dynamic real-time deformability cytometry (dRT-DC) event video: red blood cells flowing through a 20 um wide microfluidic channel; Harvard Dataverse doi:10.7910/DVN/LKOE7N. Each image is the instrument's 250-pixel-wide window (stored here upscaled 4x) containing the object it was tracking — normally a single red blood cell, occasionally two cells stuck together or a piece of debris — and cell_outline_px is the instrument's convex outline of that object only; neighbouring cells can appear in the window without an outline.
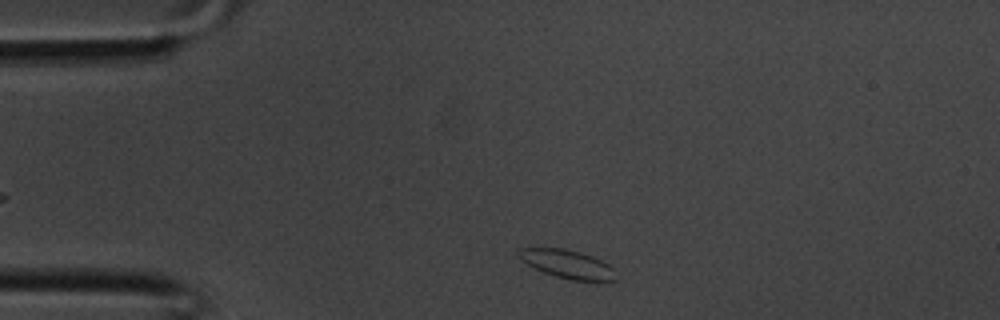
{"species": "common noctule bat (a hibernating species)", "species_latin": "Nyctalus noctula", "temperature_condition": "room temperature", "stored_images_in_passage": 25, "camera_frame_rate_fps": 3000, "um_per_image_px": 0.085, "animal": {"sex": "male", "body_mass_g": 20.1, "forearm_length_mm": 53.5}, "frame": {"image": 1, "passage_image": 1, "time_ms": 0.0, "image_size_px": [1000, 320], "cell_outline_px": [[616, 280], [568, 280], [544, 272], [520, 260], [516, 252], [520, 248], [564, 248], [580, 252], [592, 256], [608, 264], [612, 268]], "centroid_in_image_um": [48.18, 22.43], "position_along_channel_um": 36.8, "area_um2": 15.84}}
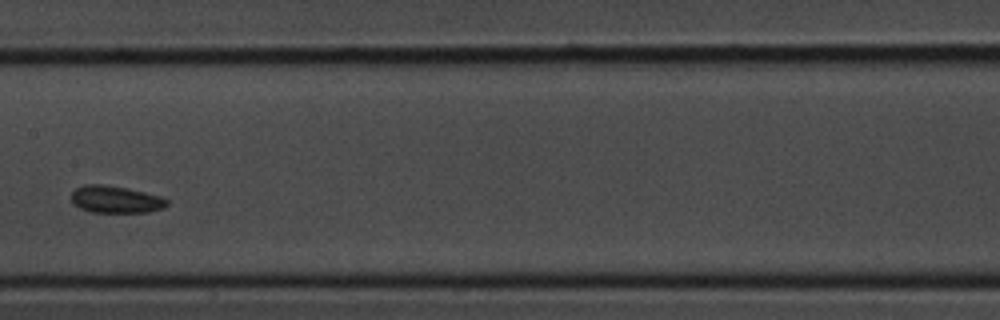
{"frame": {"image": 2, "passage_image": 12, "time_ms": 3.667, "image_size_px": [1000, 320], "cell_outline_px": [[168, 204], [164, 208], [148, 212], [92, 212], [80, 208], [72, 204], [72, 192], [76, 188], [84, 184], [104, 184], [128, 188], [160, 196], [168, 200]], "centroid_in_image_um": [9.82, 16.94], "position_along_channel_um": 197.6, "area_um2": 15.2}}
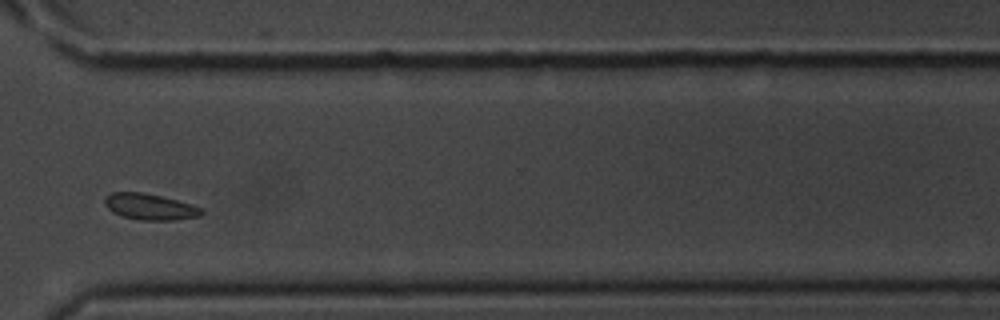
{"frame": {"image": 3, "passage_image": 21, "time_ms": 6.667, "image_size_px": [1000, 320], "cell_outline_px": [[204, 212], [200, 216], [176, 220], [140, 220], [120, 216], [112, 212], [104, 204], [104, 196], [112, 192], [140, 192], [160, 196], [192, 204], [204, 208]], "centroid_in_image_um": [12.74, 17.58], "position_along_channel_um": 357.9, "area_um2": 14.91}}